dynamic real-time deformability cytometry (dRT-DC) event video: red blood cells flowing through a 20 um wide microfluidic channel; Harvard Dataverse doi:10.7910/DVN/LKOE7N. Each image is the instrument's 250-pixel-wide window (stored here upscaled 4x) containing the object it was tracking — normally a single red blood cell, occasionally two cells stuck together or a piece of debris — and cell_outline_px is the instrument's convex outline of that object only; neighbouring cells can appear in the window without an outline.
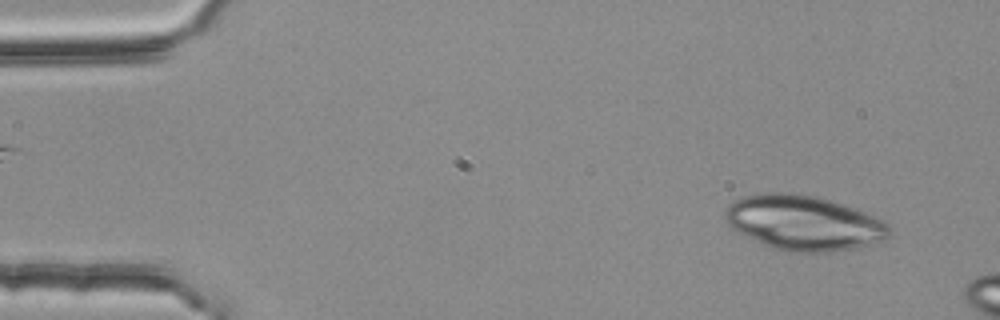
{"species": "common noctule bat (a hibernating species)", "species_latin": "Nyctalus noctula", "temperature_condition": "room temperature", "stored_images_in_passage": 12, "camera_frame_rate_fps": 3000, "um_per_image_px": 0.085, "animal": {"sex": "female", "body_mass_g": 25.1}, "frame": {"image": 1, "passage_image": 3, "time_ms": 0.667, "image_size_px": [1000, 320], "cell_outline_px": [[892, 232], [884, 240], [872, 244], [856, 248], [832, 252], [788, 252], [772, 248], [736, 232], [728, 224], [724, 216], [724, 212], [728, 204], [744, 196], [760, 192], [792, 192], [816, 196], [856, 208], [888, 224]], "centroid_in_image_um": [68.29, 18.94], "position_along_channel_um": 16.7, "area_um2": 52.89}}